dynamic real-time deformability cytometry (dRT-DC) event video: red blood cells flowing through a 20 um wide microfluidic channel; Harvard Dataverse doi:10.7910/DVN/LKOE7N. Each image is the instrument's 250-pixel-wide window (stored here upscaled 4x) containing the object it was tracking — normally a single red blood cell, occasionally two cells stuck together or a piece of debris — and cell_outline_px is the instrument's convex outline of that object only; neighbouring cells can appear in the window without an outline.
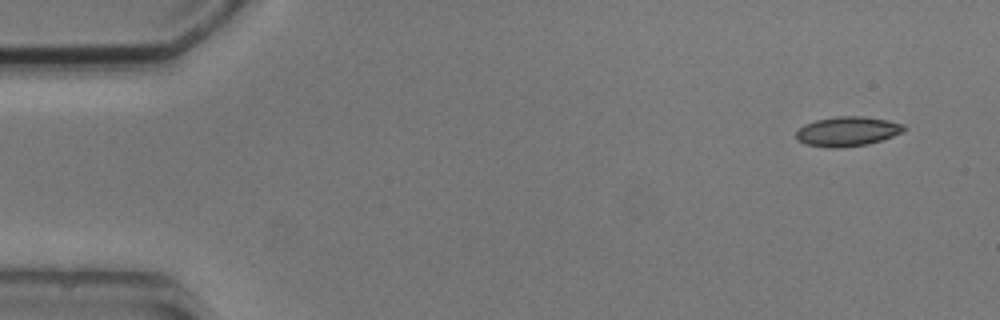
{"species": "common noctule bat (a hibernating species)", "species_latin": "Nyctalus noctula", "temperature_condition": "cold", "stored_images_in_passage": 3, "camera_frame_rate_fps": 3000, "um_per_image_px": 0.085, "animal": {"sex": "male", "body_mass_g": 20.5, "forearm_length_mm": 52.5}, "frame": {"image": 1, "passage_image": 1, "time_ms": 0.0, "image_size_px": [1000, 320], "cell_outline_px": [[908, 128], [904, 132], [868, 144], [840, 148], [828, 148], [804, 144], [796, 140], [796, 132], [804, 124], [816, 120], [836, 116], [864, 116], [888, 120], [904, 124]], "centroid_in_image_um": [72.03, 11.17], "position_along_channel_um": 13.0, "area_um2": 18.84}}